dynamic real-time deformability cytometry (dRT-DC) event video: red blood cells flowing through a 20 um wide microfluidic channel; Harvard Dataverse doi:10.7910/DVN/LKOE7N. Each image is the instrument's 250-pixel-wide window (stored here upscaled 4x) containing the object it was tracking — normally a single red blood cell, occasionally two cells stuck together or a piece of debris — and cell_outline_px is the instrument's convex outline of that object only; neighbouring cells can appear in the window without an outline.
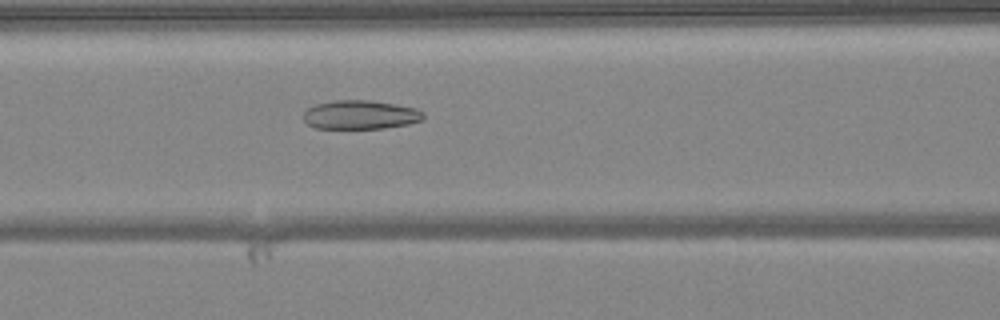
{"species": "common noctule bat (a hibernating species)", "species_latin": "Nyctalus noctula", "temperature_condition": "warm", "stored_images_in_passage": 50, "camera_frame_rate_fps": 3000, "um_per_image_px": 0.085, "animal": {"sex": "female", "body_mass_g": 24.6, "forearm_length_mm": 56.2}, "frame": {"image": 1, "passage_image": 21, "time_ms": 6.667, "image_size_px": [1000, 320], "cell_outline_px": [[424, 120], [408, 124], [384, 128], [316, 128], [308, 124], [304, 120], [304, 112], [308, 108], [316, 104], [332, 100], [368, 100], [396, 104], [416, 108], [424, 112]], "centroid_in_image_um": [30.66, 9.75], "position_along_channel_um": 135.9, "area_um2": 20.23}}
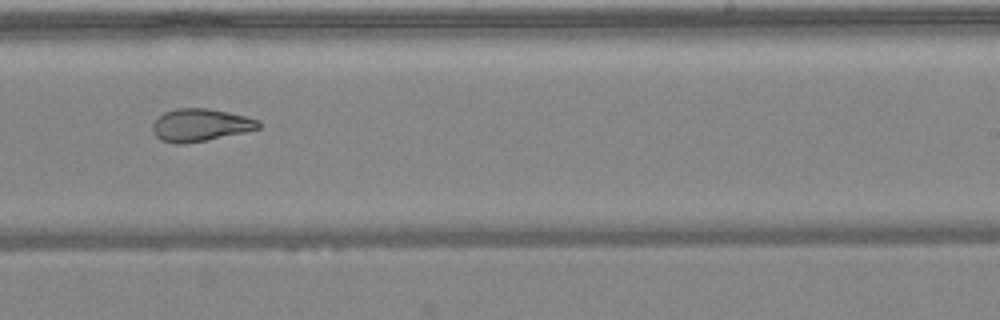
{"frame": {"image": 2, "passage_image": 31, "time_ms": 10.0, "image_size_px": [1000, 320], "cell_outline_px": [[260, 128], [244, 132], [184, 144], [172, 144], [160, 140], [152, 132], [152, 124], [164, 112], [176, 108], [208, 108], [228, 112], [260, 120]], "centroid_in_image_um": [16.99, 10.63], "position_along_channel_um": 272.0, "area_um2": 20.06}}
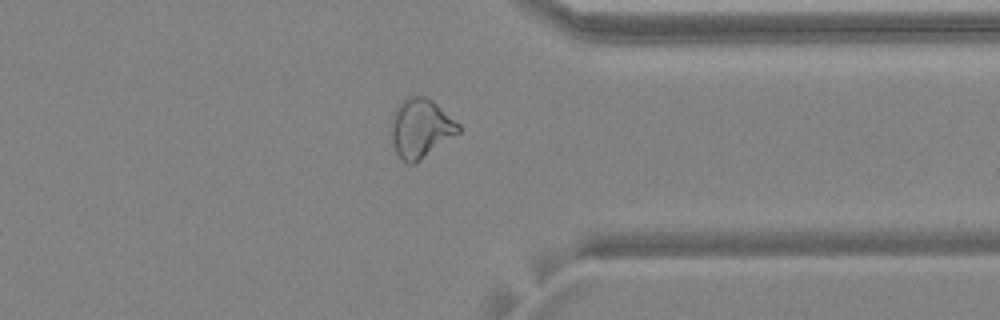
{"frame": {"image": 3, "passage_image": 39, "time_ms": 12.667, "image_size_px": [1000, 320], "cell_outline_px": [[460, 132], [416, 164], [408, 164], [400, 160], [392, 144], [392, 116], [400, 100], [412, 96], [424, 96], [432, 100], [460, 124]], "centroid_in_image_um": [35.75, 10.93], "position_along_channel_um": 375.6, "area_um2": 23.29}, "authors_computed_cell_mechanics": {"area_um2": 24.6228, "velocity_mm_per_s": 4.0876, "shape_relaxation_time_tau1_ms": null, "shape_relaxation_time_tau2_ms": 2.3374, "deformation_change_tau1": null, "deformation_change_tau2": 0.0981}}